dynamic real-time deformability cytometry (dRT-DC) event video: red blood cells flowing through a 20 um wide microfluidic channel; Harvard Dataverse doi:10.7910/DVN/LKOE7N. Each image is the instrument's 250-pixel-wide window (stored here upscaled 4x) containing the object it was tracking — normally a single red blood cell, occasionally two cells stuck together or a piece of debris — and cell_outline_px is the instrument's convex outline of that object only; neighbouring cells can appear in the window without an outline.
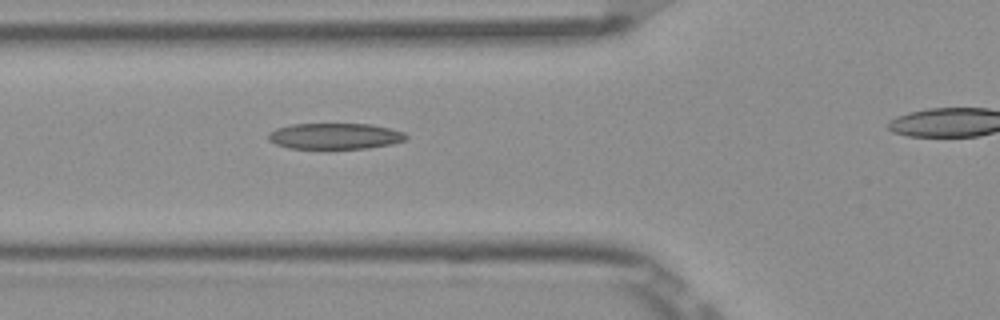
{"species": "Egyptian fruit bat (a non-hibernating species)", "species_latin": "Rousettus aegyptiacus", "temperature_condition": "room temperature", "stored_images_in_passage": 5, "segment_of_instrument_passage": [1, 2], "camera_frame_rate_fps": 3000, "um_per_image_px": 0.085, "frame": {"image": 1, "passage_image": 4, "time_ms": 1.0, "image_size_px": [1000, 320], "cell_outline_px": [[408, 140], [392, 144], [368, 148], [288, 148], [276, 144], [268, 140], [268, 132], [276, 128], [292, 124], [372, 124], [404, 132], [408, 136]], "centroid_in_image_um": [28.48, 11.57], "position_along_channel_um": 97.3, "area_um2": 20.92}}